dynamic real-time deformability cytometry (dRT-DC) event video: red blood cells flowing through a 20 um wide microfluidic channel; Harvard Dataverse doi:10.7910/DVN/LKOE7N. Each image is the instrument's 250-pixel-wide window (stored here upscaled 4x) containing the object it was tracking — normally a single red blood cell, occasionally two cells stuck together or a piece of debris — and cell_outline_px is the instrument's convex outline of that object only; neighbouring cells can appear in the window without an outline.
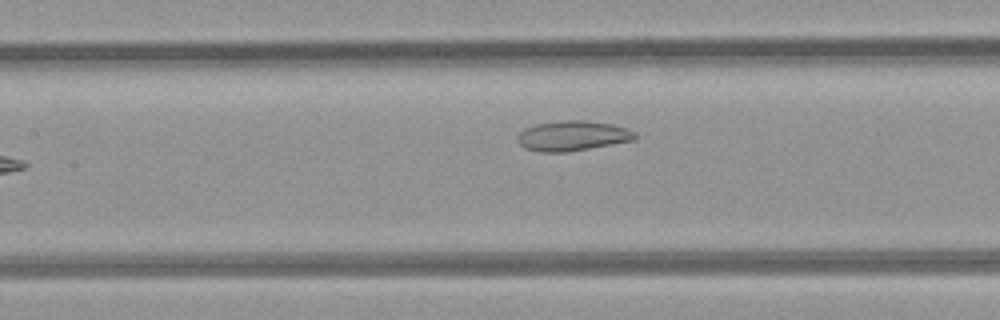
{"species": "common noctule bat (a hibernating species)", "species_latin": "Nyctalus noctula", "temperature_condition": "room temperature", "stored_images_in_passage": 21, "camera_frame_rate_fps": 3000, "um_per_image_px": 0.085, "animal": {"sex": "female", "body_mass_g": 21.9}, "frame": {"image": 1, "passage_image": 10, "time_ms": 3.0, "image_size_px": [1000, 320], "cell_outline_px": [[636, 136], [632, 140], [568, 152], [540, 152], [524, 148], [516, 140], [516, 136], [524, 128], [536, 124], [564, 120], [584, 120], [612, 124], [636, 132]], "centroid_in_image_um": [48.6, 11.54], "position_along_channel_um": 158.8, "area_um2": 20.46}}